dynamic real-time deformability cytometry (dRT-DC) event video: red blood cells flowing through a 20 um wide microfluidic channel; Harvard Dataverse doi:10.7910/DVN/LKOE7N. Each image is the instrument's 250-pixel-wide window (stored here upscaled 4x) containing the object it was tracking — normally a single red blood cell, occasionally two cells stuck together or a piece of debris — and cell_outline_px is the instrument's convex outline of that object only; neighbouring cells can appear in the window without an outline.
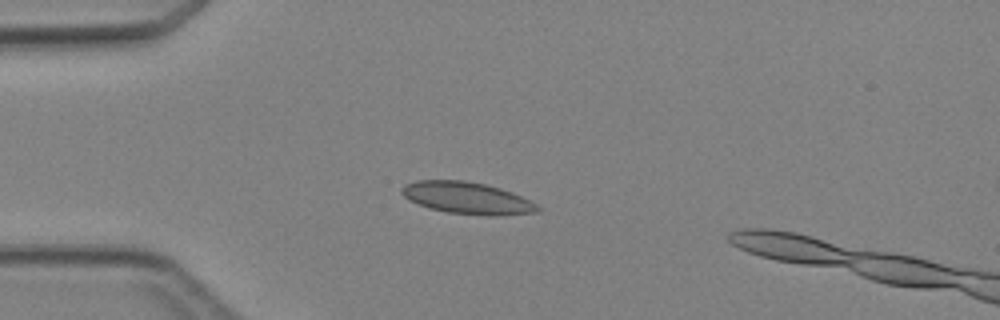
{"species": "Egyptian fruit bat (a non-hibernating species)", "species_latin": "Rousettus aegyptiacus", "temperature_condition": "cold", "stored_images_in_passage": 4, "camera_frame_rate_fps": 3000, "um_per_image_px": 0.085, "animal": {"sex": "female"}, "frame": {"image": 1, "passage_image": 3, "time_ms": 3.333, "image_size_px": [1000, 320], "cell_outline_px": [[544, 208], [540, 212], [500, 216], [488, 216], [448, 212], [428, 208], [408, 200], [400, 192], [400, 188], [404, 184], [416, 180], [464, 180], [484, 184], [500, 188], [512, 192]], "centroid_in_image_um": [39.71, 16.84], "position_along_channel_um": 45.3, "area_um2": 25.55}}